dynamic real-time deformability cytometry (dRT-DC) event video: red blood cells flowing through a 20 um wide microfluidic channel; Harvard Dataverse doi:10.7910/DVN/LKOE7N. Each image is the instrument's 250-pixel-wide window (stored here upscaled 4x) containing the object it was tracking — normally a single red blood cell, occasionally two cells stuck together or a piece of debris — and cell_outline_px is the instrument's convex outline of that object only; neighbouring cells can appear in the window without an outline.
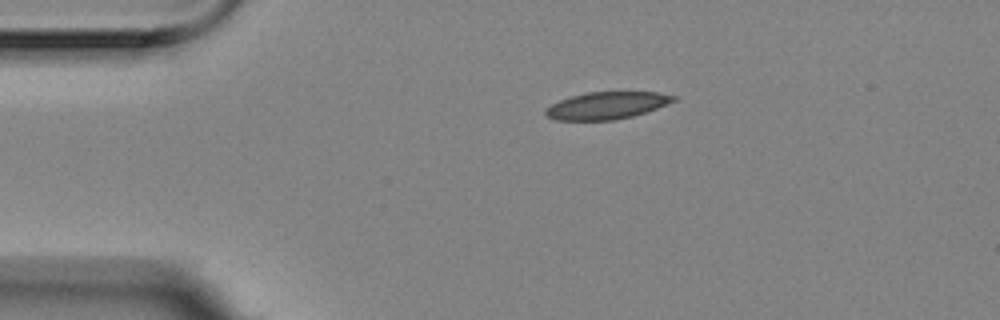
{"species": "Egyptian fruit bat (a non-hibernating species)", "species_latin": "Rousettus aegyptiacus", "temperature_condition": "room temperature", "stored_images_in_passage": 3, "camera_frame_rate_fps": 3000, "um_per_image_px": 0.085, "animal": {"sex": "female"}, "frame": {"image": 1, "passage_image": 1, "time_ms": 0.0, "image_size_px": [1000, 320], "cell_outline_px": [[676, 100], [656, 108], [632, 116], [612, 120], [556, 120], [548, 116], [544, 112], [552, 104], [560, 100], [572, 96], [588, 92], [660, 92], [676, 96]], "centroid_in_image_um": [51.59, 8.96], "position_along_channel_um": 33.4, "area_um2": 19.94}}
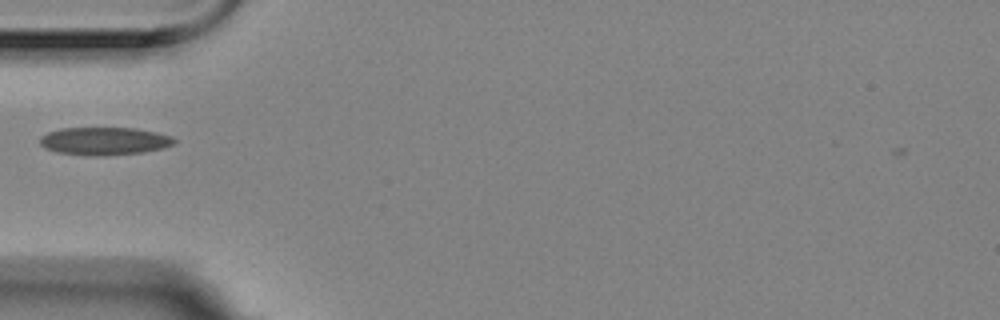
{"frame": {"image": 2, "passage_image": 3, "time_ms": 0.667, "image_size_px": [1000, 320], "cell_outline_px": [[176, 144], [164, 148], [144, 152], [100, 156], [88, 156], [56, 152], [44, 148], [40, 144], [40, 136], [48, 132], [60, 128], [136, 128], [156, 132], [172, 136], [176, 140]], "centroid_in_image_um": [8.88, 11.99], "position_along_channel_um": 76.1, "area_um2": 22.08}}